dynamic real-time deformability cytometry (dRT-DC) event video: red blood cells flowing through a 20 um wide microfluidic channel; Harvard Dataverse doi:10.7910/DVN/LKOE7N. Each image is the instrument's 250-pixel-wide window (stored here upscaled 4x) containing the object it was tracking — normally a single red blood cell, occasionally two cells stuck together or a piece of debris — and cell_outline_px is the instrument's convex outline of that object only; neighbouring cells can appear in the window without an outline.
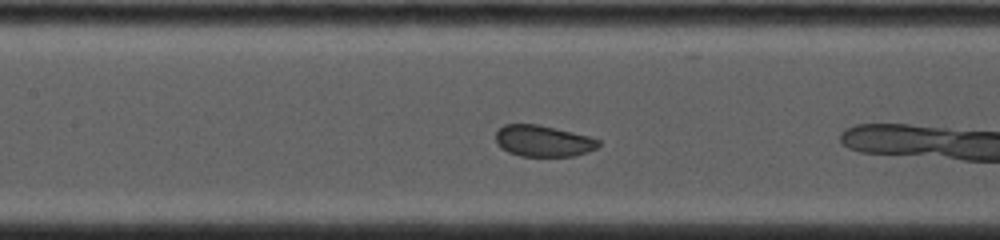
{"species": "common noctule bat (a hibernating species)", "species_latin": "Nyctalus noctula", "temperature_condition": "cold", "stored_images_in_passage": 6, "camera_frame_rate_fps": 4500, "um_per_image_px": 0.085, "animal": {"sex": "female", "body_mass_g": 19.0, "forearm_length_mm": 53.3}, "frame": {"image": 1, "passage_image": 5, "time_ms": 2.444, "image_size_px": [1000, 240], "cell_outline_px": [[600, 144], [596, 148], [588, 152], [572, 156], [520, 156], [508, 152], [496, 144], [496, 132], [504, 124], [540, 124], [588, 136], [600, 140]], "centroid_in_image_um": [46.16, 11.98], "position_along_channel_um": 161.2, "area_um2": 18.79}}